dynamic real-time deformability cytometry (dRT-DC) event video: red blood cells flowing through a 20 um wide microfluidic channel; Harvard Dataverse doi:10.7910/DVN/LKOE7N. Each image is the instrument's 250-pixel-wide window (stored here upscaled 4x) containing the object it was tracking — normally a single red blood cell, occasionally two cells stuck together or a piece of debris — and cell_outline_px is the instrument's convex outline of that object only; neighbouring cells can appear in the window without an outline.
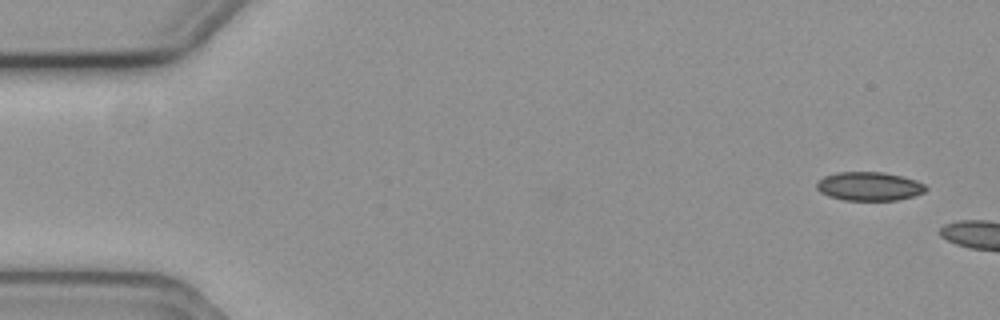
{"species": "common noctule bat (a hibernating species)", "species_latin": "Nyctalus noctula", "temperature_condition": "cold", "stored_images_in_passage": 3, "camera_frame_rate_fps": 3000, "um_per_image_px": 0.085, "animal": {"sex": "female", "body_mass_g": 19.3, "forearm_length_mm": 54.1}, "frame": {"image": 1, "passage_image": 1, "time_ms": 0.0, "image_size_px": [1000, 320], "cell_outline_px": [[928, 188], [924, 192], [900, 200], [844, 200], [828, 196], [820, 192], [816, 188], [816, 180], [824, 176], [836, 172], [884, 172], [916, 180], [924, 184]], "centroid_in_image_um": [73.84, 15.83], "position_along_channel_um": 11.2, "area_um2": 18.38}}